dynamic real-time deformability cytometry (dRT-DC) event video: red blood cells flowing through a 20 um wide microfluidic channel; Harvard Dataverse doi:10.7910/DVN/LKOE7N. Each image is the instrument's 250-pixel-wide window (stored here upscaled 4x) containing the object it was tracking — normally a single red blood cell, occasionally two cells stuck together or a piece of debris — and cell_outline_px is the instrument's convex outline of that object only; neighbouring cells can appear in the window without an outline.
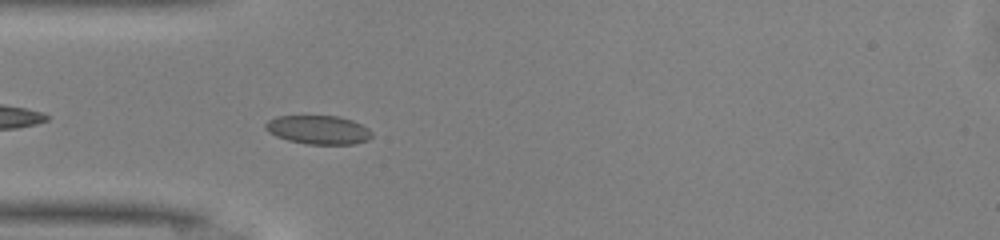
{"species": "common noctule bat (a hibernating species)", "species_latin": "Nyctalus noctula", "temperature_condition": "warm", "stored_images_in_passage": 29, "camera_frame_rate_fps": 3000, "um_per_image_px": 0.085, "animal": {"sex": "male", "body_mass_g": 13.0, "forearm_length_mm": 53.1}, "frame": {"image": 1, "passage_image": 3, "time_ms": 0.667, "image_size_px": [1000, 240], "cell_outline_px": [[372, 136], [368, 140], [352, 144], [308, 144], [288, 140], [276, 136], [268, 132], [264, 128], [264, 124], [268, 120], [276, 116], [340, 116], [352, 120], [368, 128], [372, 132]], "centroid_in_image_um": [27.04, 11.03], "position_along_channel_um": 58.0, "area_um2": 17.86}}
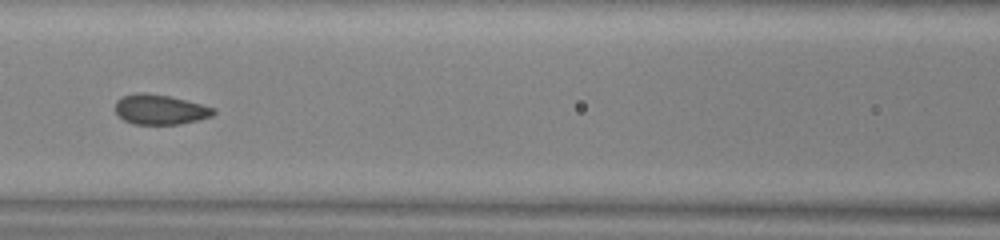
{"frame": {"image": 2, "passage_image": 10, "time_ms": 3.0, "image_size_px": [1000, 240], "cell_outline_px": [[216, 112], [212, 116], [200, 120], [180, 124], [132, 124], [124, 120], [116, 112], [116, 100], [124, 96], [136, 92], [144, 92], [168, 96], [216, 108]], "centroid_in_image_um": [13.62, 9.31], "position_along_channel_um": 153.0, "area_um2": 17.11}}
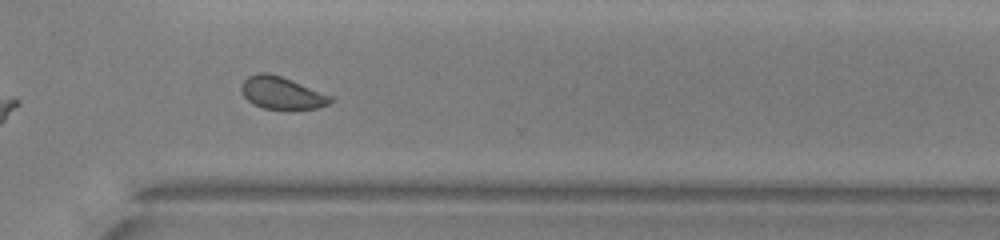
{"frame": {"image": 3, "passage_image": 24, "time_ms": 7.667, "image_size_px": [1000, 240], "cell_outline_px": [[336, 100], [328, 104], [316, 108], [264, 108], [252, 104], [244, 96], [240, 88], [244, 80], [248, 76], [256, 72], [268, 72], [292, 80], [336, 96]], "centroid_in_image_um": [24.0, 7.88], "position_along_channel_um": 346.6, "area_um2": 16.94}, "authors_computed_cell_mechanics": {"area_um2": 17.2822, "velocity_mm_per_s": 4.1459, "shape_relaxation_time_tau1_ms": 6.213, "shape_relaxation_time_tau2_ms": 0.7283, "deformation_change_tau1": 0.1147, "deformation_change_tau2": 0.0575}}